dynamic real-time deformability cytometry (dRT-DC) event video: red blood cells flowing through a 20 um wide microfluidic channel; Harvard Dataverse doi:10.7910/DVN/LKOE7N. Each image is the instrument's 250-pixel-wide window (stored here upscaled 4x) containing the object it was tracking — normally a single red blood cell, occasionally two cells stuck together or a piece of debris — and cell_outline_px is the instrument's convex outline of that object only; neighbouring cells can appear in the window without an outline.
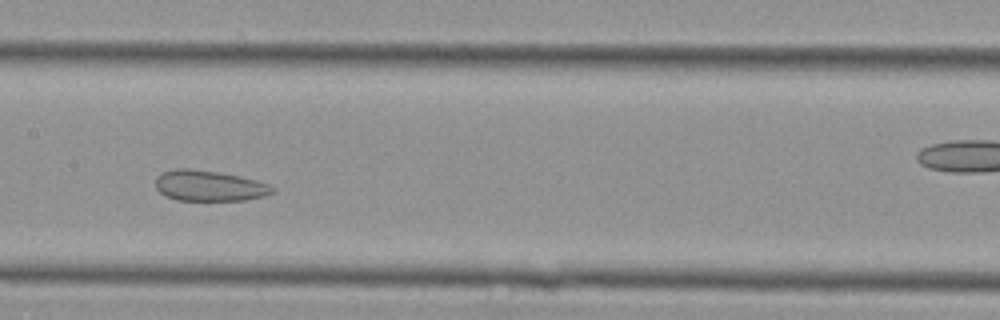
{"species": "Egyptian fruit bat (a non-hibernating species)", "species_latin": "Rousettus aegyptiacus", "temperature_condition": "cold", "stored_images_in_passage": 33, "camera_frame_rate_fps": 3000, "um_per_image_px": 0.085, "animal": {"sex": "female"}, "frame": {"image": 1, "passage_image": 10, "time_ms": 3.0, "image_size_px": [1000, 320], "cell_outline_px": [[276, 192], [264, 196], [244, 200], [176, 200], [164, 196], [156, 188], [156, 176], [160, 172], [176, 168], [188, 168], [216, 172], [256, 180], [268, 184], [276, 188]], "centroid_in_image_um": [17.76, 15.79], "position_along_channel_um": 189.6, "area_um2": 20.92}}